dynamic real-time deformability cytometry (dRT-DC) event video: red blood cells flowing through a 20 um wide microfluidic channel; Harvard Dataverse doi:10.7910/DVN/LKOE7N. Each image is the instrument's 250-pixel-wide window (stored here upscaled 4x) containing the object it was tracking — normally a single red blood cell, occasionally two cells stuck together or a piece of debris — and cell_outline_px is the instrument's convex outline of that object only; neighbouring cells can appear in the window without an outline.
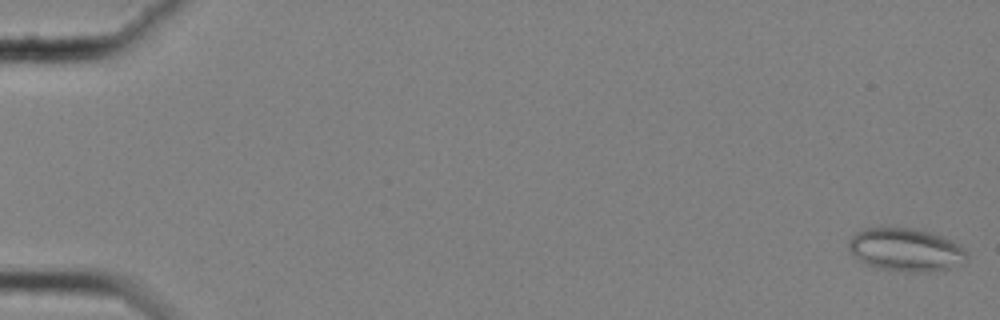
{"species": "common noctule bat (a hibernating species)", "species_latin": "Nyctalus noctula", "temperature_condition": "cold", "stored_images_in_passage": 58, "camera_frame_rate_fps": 3000, "um_per_image_px": 0.085, "animal": {"sex": "female", "body_mass_g": 25.1}, "frame": {"image": 1, "passage_image": 1, "time_ms": 0.0, "image_size_px": [1000, 320], "cell_outline_px": [[968, 256], [960, 264], [948, 268], [904, 272], [880, 268], [868, 264], [860, 260], [848, 248], [848, 240], [856, 232], [864, 228], [880, 224], [916, 228], [944, 236], [960, 244], [964, 248]], "centroid_in_image_um": [76.95, 21.15], "position_along_channel_um": 8.0, "area_um2": 30.06}}
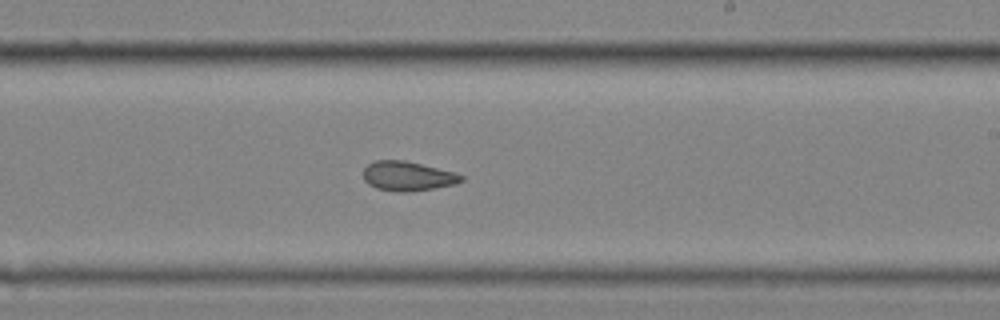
{"frame": {"image": 2, "passage_image": 36, "time_ms": 11.667, "image_size_px": [1000, 320], "cell_outline_px": [[464, 180], [456, 184], [408, 192], [400, 192], [376, 188], [368, 184], [364, 180], [364, 168], [368, 164], [376, 160], [404, 160], [456, 172], [464, 176]], "centroid_in_image_um": [34.67, 14.96], "position_along_channel_um": 254.3, "area_um2": 16.82}}
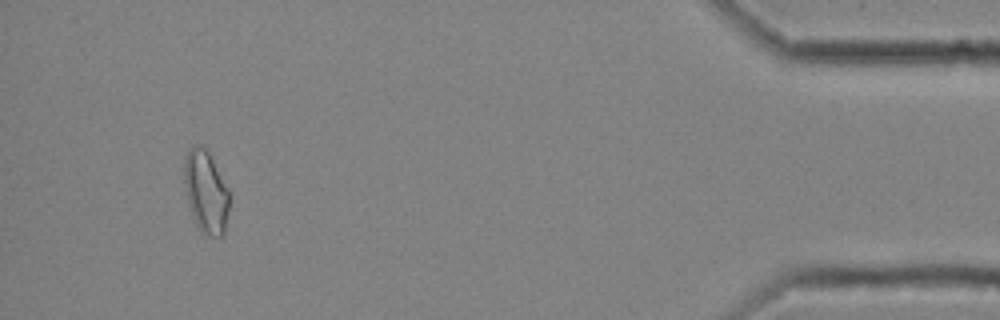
{"frame": {"image": 3, "passage_image": 55, "time_ms": 18.0, "image_size_px": [1000, 320], "cell_outline_px": [[228, 212], [224, 232], [220, 236], [208, 236], [200, 232], [196, 224], [188, 204], [184, 192], [184, 156], [192, 144], [200, 144], [208, 148], [228, 192]], "centroid_in_image_um": [17.45, 16.25], "position_along_channel_um": 417.7, "area_um2": 21.85}, "authors_computed_cell_mechanics": {"area_um2": 18.7272, "velocity_mm_per_s": 3.5399, "shape_relaxation_time_tau1_ms": null, "shape_relaxation_time_tau2_ms": 2.2345, "deformation_change_tau1": null, "deformation_change_tau2": 0.07}}